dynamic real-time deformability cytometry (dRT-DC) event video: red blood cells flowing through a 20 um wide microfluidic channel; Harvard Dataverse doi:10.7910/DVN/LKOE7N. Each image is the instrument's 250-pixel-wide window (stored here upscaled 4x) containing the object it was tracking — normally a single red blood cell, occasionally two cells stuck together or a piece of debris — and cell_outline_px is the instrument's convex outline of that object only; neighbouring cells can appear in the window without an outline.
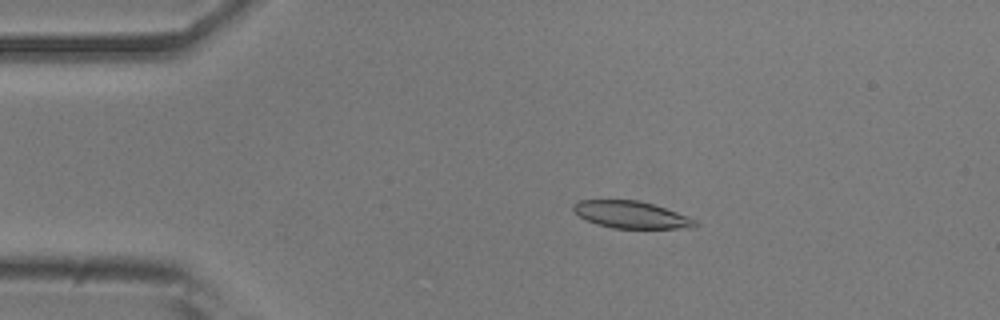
{"species": "common noctule bat (a hibernating species)", "species_latin": "Nyctalus noctula", "temperature_condition": "room temperature", "stored_images_in_passage": 49, "camera_frame_rate_fps": 3000, "um_per_image_px": 0.085, "animal": {"sex": "male", "body_mass_g": 20.5, "forearm_length_mm": 52.5}, "frame": {"image": 1, "passage_image": 5, "time_ms": 1.333, "image_size_px": [1000, 320], "cell_outline_px": [[700, 224], [692, 228], [612, 228], [596, 224], [580, 216], [572, 208], [572, 204], [576, 200], [640, 200], [688, 216], [696, 220]], "centroid_in_image_um": [53.65, 18.25], "position_along_channel_um": 31.3, "area_um2": 19.19}}
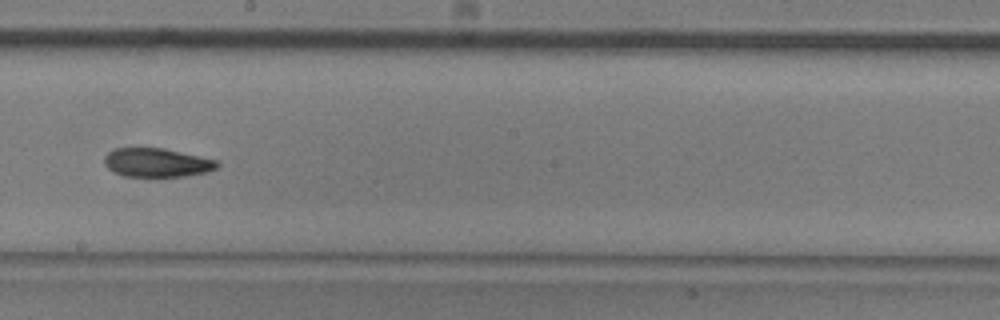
{"frame": {"image": 2, "passage_image": 25, "time_ms": 8.0, "image_size_px": [1000, 320], "cell_outline_px": [[220, 164], [216, 168], [204, 172], [184, 176], [124, 176], [112, 172], [104, 164], [104, 156], [108, 152], [116, 148], [164, 148], [200, 156], [216, 160]], "centroid_in_image_um": [13.29, 13.81], "position_along_channel_um": 234.9, "area_um2": 18.84}}
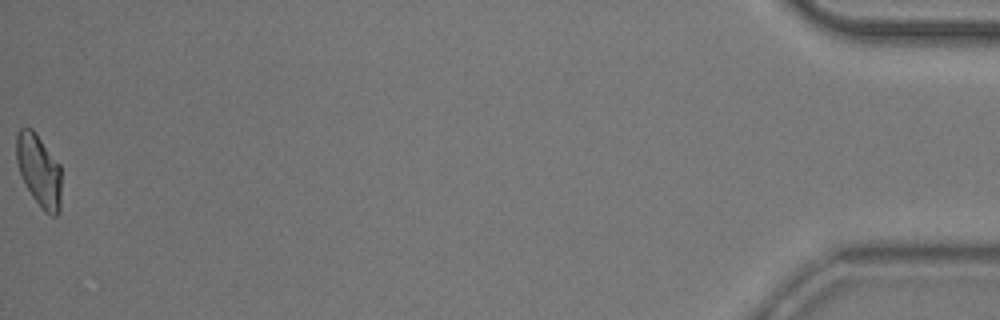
{"frame": {"image": 3, "passage_image": 49, "time_ms": 16.0, "image_size_px": [1000, 320], "cell_outline_px": [[60, 212], [56, 216], [52, 216], [44, 212], [32, 196], [20, 172], [16, 160], [16, 136], [20, 128], [32, 128], [36, 132], [60, 164]], "centroid_in_image_um": [3.32, 14.48], "position_along_channel_um": 431.9, "area_um2": 18.9}, "authors_computed_cell_mechanics": {"area_um2": 19.4786, "velocity_mm_per_s": 3.7302, "shape_relaxation_time_tau1_ms": 5.9772, "shape_relaxation_time_tau2_ms": 4.3367, "deformation_change_tau1": 0.1582, "deformation_change_tau2": 0.1052}}